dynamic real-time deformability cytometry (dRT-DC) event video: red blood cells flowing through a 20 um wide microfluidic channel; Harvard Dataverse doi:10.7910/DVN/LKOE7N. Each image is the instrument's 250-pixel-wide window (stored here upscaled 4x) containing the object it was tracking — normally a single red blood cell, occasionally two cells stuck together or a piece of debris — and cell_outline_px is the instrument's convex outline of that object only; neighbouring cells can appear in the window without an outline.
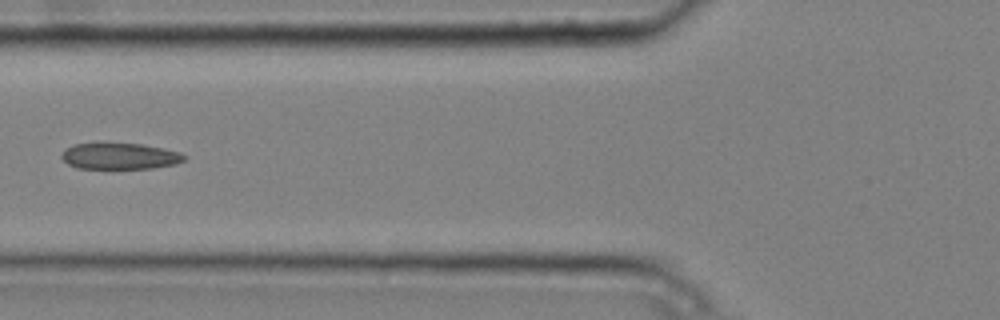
{"species": "common noctule bat (a hibernating species)", "species_latin": "Nyctalus noctula", "temperature_condition": "cold", "stored_images_in_passage": 6, "camera_frame_rate_fps": 3000, "um_per_image_px": 0.085, "animal": {"sex": "male", "body_mass_g": 20.4}, "frame": {"image": 1, "passage_image": 6, "time_ms": 1.667, "image_size_px": [1000, 320], "cell_outline_px": [[188, 156], [184, 160], [176, 164], [152, 168], [76, 168], [68, 164], [60, 156], [64, 148], [72, 144], [140, 144], [164, 148], [180, 152]], "centroid_in_image_um": [10.19, 13.28], "position_along_channel_um": 115.6, "area_um2": 18.67}}